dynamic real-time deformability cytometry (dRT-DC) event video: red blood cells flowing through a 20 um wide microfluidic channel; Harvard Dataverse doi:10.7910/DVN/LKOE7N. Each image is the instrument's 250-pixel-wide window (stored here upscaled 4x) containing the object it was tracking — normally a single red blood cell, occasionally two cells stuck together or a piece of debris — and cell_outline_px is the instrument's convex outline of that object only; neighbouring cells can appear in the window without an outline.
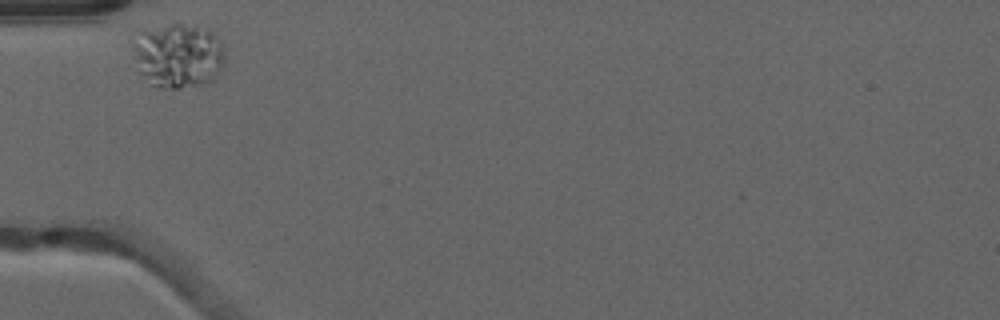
{"species": "common noctule bat (a hibernating species)", "species_latin": "Nyctalus noctula", "temperature_condition": "warm", "stored_images_in_passage": 27, "camera_frame_rate_fps": 3000, "um_per_image_px": 0.085, "animal": {"sex": "male", "forearm_length_mm": 52.5}, "frame": {"image": 1, "passage_image": 1, "time_ms": 0.0, "image_size_px": [1000, 320], "cell_outline_px": [[224, 64], [212, 80], [200, 84], [176, 88], [156, 88], [140, 72], [132, 44], [136, 28], [176, 20], [208, 28], [220, 40], [224, 60]], "centroid_in_image_um": [15.08, 4.6], "position_along_channel_um": 69.9, "area_um2": 35.66}}
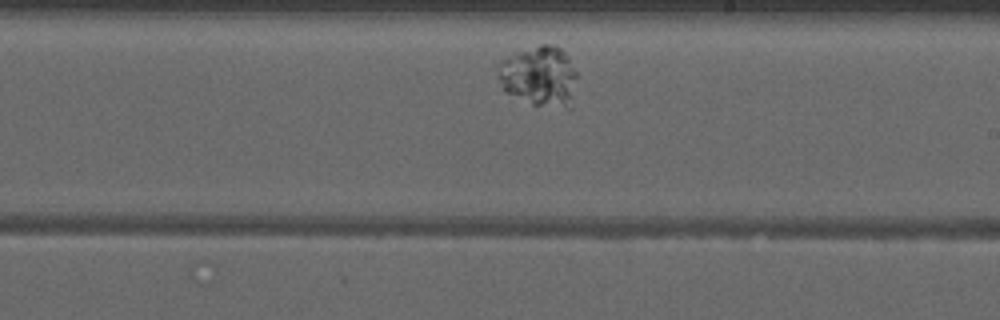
{"frame": {"image": 2, "passage_image": 16, "time_ms": 5.0, "image_size_px": [1000, 320], "cell_outline_px": [[576, 76], [568, 108], [532, 104], [508, 92], [504, 88], [500, 80], [496, 64], [500, 60], [508, 56], [540, 44], [552, 44], [560, 48], [568, 56], [576, 72]], "centroid_in_image_um": [45.82, 6.43], "position_along_channel_um": 243.2, "area_um2": 27.11}}
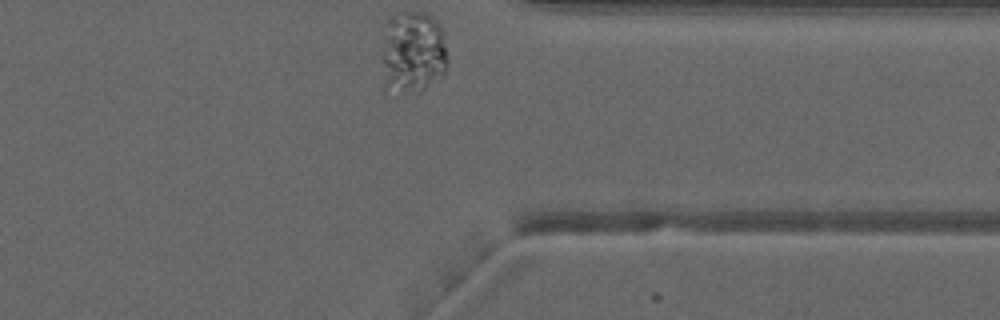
{"frame": {"image": 3, "passage_image": 27, "time_ms": 8.667, "image_size_px": [1000, 320], "cell_outline_px": [[448, 64], [444, 76], [440, 80], [420, 92], [384, 92], [380, 56], [380, 52], [388, 16], [400, 12], [424, 12], [432, 16], [440, 24], [444, 32], [448, 60]], "centroid_in_image_um": [35.07, 4.47], "position_along_channel_um": 376.3, "area_um2": 33.41}}